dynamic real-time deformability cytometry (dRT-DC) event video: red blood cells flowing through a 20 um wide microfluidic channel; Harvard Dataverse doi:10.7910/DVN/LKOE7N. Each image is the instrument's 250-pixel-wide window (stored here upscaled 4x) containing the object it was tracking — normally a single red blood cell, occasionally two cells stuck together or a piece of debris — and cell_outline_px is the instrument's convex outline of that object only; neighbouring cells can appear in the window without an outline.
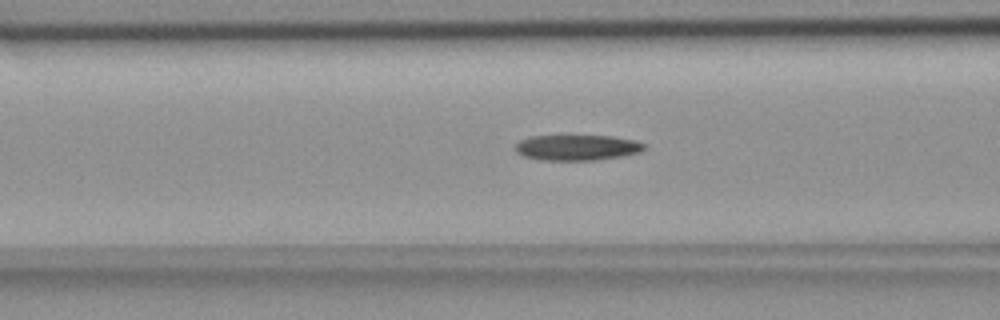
{"species": "common noctule bat (a hibernating species)", "species_latin": "Nyctalus noctula", "temperature_condition": "room temperature", "stored_images_in_passage": 53, "camera_frame_rate_fps": 3000, "um_per_image_px": 0.085, "animal": {"sex": "female", "body_mass_g": 18.4}, "frame": {"image": 1, "passage_image": 20, "time_ms": 6.333, "image_size_px": [1000, 320], "cell_outline_px": [[648, 148], [640, 152], [620, 156], [596, 160], [540, 160], [524, 156], [516, 152], [516, 144], [520, 140], [532, 136], [612, 136], [636, 140], [644, 144]], "centroid_in_image_um": [49.08, 12.54], "position_along_channel_um": 117.5, "area_um2": 19.19}}
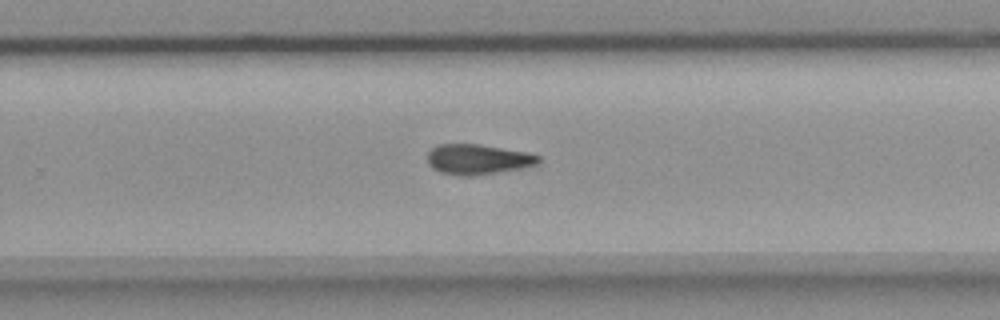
{"frame": {"image": 2, "passage_image": 34, "time_ms": 11.0, "image_size_px": [1000, 320], "cell_outline_px": [[544, 160], [536, 164], [520, 168], [472, 176], [456, 176], [440, 172], [432, 168], [428, 164], [428, 152], [436, 144], [480, 144], [528, 152], [540, 156]], "centroid_in_image_um": [40.61, 13.54], "position_along_channel_um": 289.2, "area_um2": 19.71}}
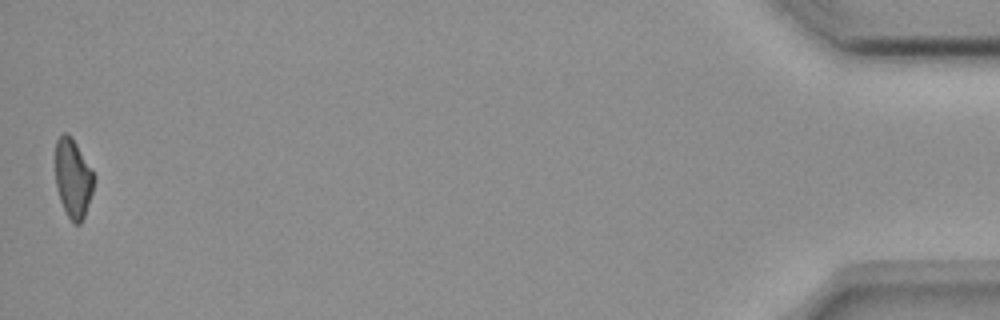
{"frame": {"image": 3, "passage_image": 53, "time_ms": 17.333, "image_size_px": [1000, 320], "cell_outline_px": [[96, 176], [92, 192], [84, 216], [80, 224], [76, 224], [68, 216], [60, 200], [56, 188], [56, 140], [64, 132], [68, 132], [72, 136], [92, 168]], "centroid_in_image_um": [6.22, 15.1], "position_along_channel_um": 429.0, "area_um2": 17.8}}